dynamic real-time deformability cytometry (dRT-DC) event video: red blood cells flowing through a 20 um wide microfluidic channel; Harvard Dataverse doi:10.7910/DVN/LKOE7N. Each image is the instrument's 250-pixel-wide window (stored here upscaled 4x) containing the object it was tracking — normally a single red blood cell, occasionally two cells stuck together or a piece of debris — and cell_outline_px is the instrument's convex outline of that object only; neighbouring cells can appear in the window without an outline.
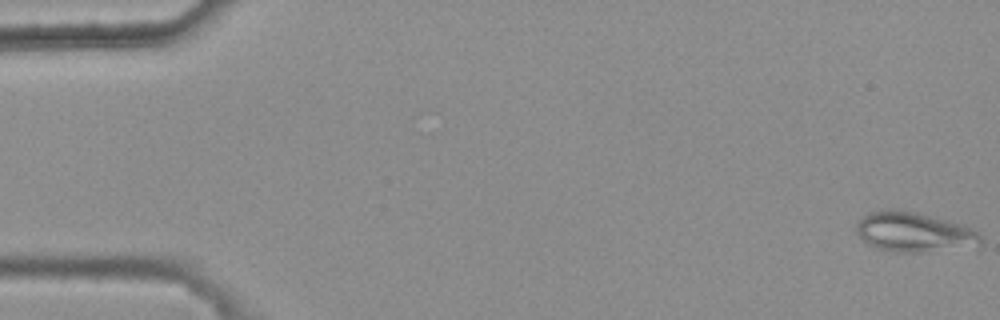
{"species": "common noctule bat (a hibernating species)", "species_latin": "Nyctalus noctula", "temperature_condition": "warm", "stored_images_in_passage": 3, "camera_frame_rate_fps": 3000, "um_per_image_px": 0.085, "animal": {"sex": "female", "body_mass_g": 25.1}, "frame": {"image": 1, "passage_image": 1, "time_ms": 0.0, "image_size_px": [1000, 320], "cell_outline_px": [[984, 240], [980, 244], [924, 252], [892, 252], [876, 248], [868, 244], [856, 232], [856, 224], [868, 212], [888, 208], [900, 208], [964, 224], [976, 232]], "centroid_in_image_um": [77.63, 19.7], "position_along_channel_um": 7.4, "area_um2": 28.78}}